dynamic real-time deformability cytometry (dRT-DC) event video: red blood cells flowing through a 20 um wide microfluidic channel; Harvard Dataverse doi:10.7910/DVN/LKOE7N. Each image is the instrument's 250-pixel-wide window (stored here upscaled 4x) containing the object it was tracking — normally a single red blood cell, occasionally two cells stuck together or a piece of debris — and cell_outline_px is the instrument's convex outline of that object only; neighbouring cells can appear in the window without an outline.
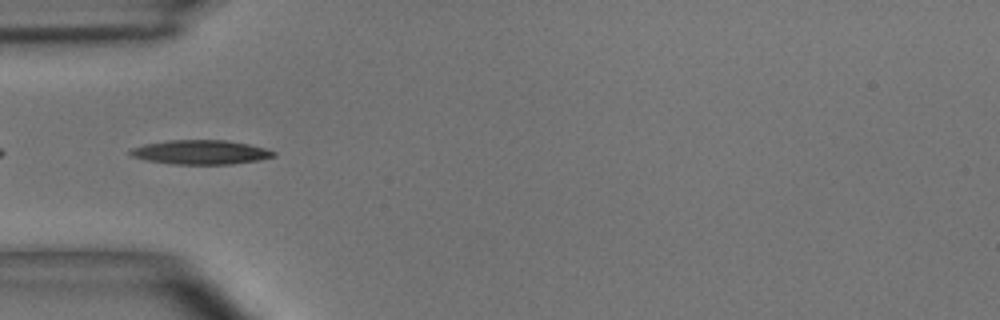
{"species": "common noctule bat (a hibernating species)", "species_latin": "Nyctalus noctula", "temperature_condition": "room temperature", "stored_images_in_passage": 8, "camera_frame_rate_fps": 3000, "um_per_image_px": 0.085, "animal": {"sex": "male", "body_mass_g": 15.6}, "frame": {"image": 1, "passage_image": 5, "time_ms": 1.333, "image_size_px": [1000, 320], "cell_outline_px": [[276, 156], [260, 160], [232, 164], [172, 164], [148, 160], [132, 156], [128, 152], [128, 148], [144, 144], [168, 140], [224, 140], [248, 144], [264, 148], [276, 152]], "centroid_in_image_um": [17.03, 12.93], "position_along_channel_um": 68.0, "area_um2": 20.29}}